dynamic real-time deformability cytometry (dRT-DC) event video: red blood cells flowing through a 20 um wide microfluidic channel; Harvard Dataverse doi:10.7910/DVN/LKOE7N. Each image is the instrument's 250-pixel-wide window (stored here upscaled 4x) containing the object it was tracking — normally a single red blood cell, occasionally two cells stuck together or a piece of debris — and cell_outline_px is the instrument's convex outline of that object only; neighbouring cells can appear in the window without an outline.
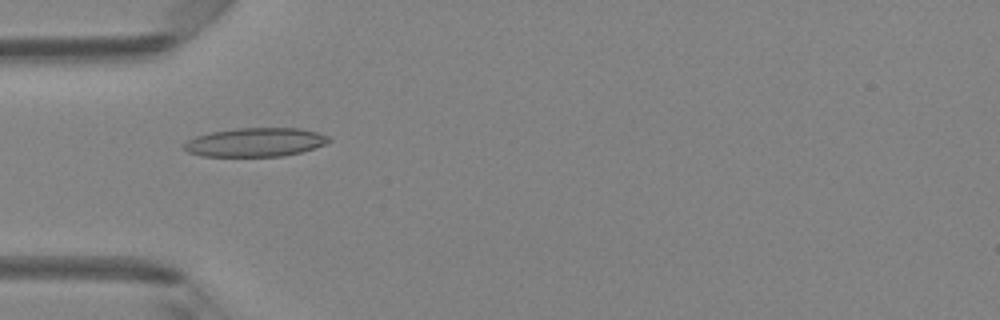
{"species": "Egyptian fruit bat (a non-hibernating species)", "species_latin": "Rousettus aegyptiacus", "temperature_condition": "room temperature", "stored_images_in_passage": 48, "camera_frame_rate_fps": 3000, "um_per_image_px": 0.085, "animal": {"sex": "female"}, "frame": {"image": 1, "passage_image": 15, "time_ms": 4.667, "image_size_px": [1000, 320], "cell_outline_px": [[332, 140], [328, 144], [300, 152], [280, 156], [200, 156], [188, 152], [184, 148], [184, 144], [188, 140], [196, 136], [212, 132], [236, 128], [300, 128], [316, 132], [328, 136]], "centroid_in_image_um": [21.73, 12.09], "position_along_channel_um": 63.3, "area_um2": 24.22}}
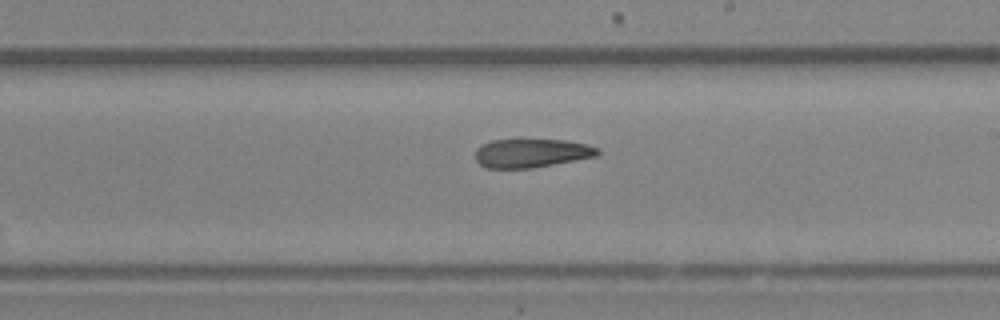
{"frame": {"image": 2, "passage_image": 28, "time_ms": 9.0, "image_size_px": [1000, 320], "cell_outline_px": [[600, 152], [596, 156], [532, 168], [488, 168], [480, 164], [476, 160], [476, 148], [492, 140], [520, 136], [564, 140], [588, 144], [600, 148]], "centroid_in_image_um": [45.17, 12.95], "position_along_channel_um": 243.8, "area_um2": 21.33}}
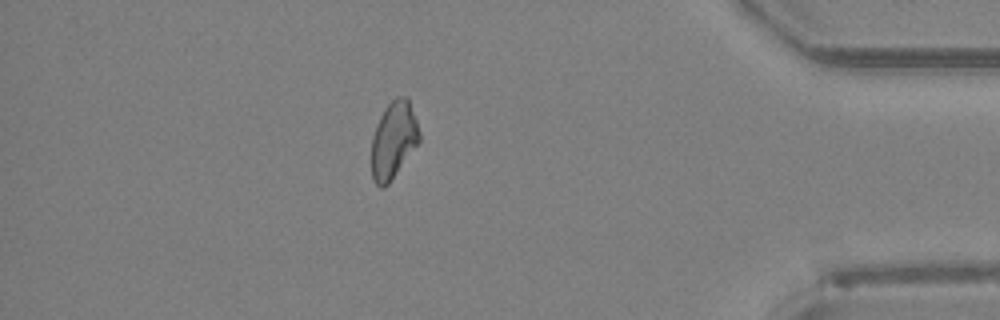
{"frame": {"image": 3, "passage_image": 42, "time_ms": 13.667, "image_size_px": [1000, 320], "cell_outline_px": [[420, 140], [388, 184], [384, 188], [380, 188], [372, 180], [372, 136], [376, 124], [384, 108], [396, 96], [408, 96], [420, 132]], "centroid_in_image_um": [33.44, 11.88], "position_along_channel_um": 401.8, "area_um2": 21.39}, "authors_computed_cell_mechanics": {"area_um2": 22.1085, "velocity_mm_per_s": 4.213, "shape_relaxation_time_tau1_ms": null, "shape_relaxation_time_tau2_ms": 5.6165, "deformation_change_tau1": null, "deformation_change_tau2": 0.1503}}